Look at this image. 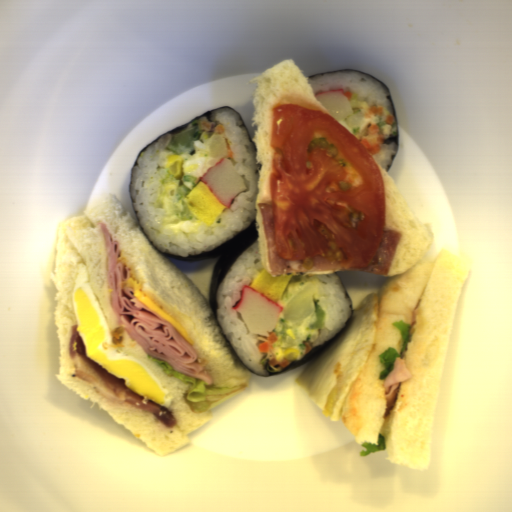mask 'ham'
Returning a JSON list of instances; mask_svg holds the SVG:
<instances>
[{
  "mask_svg": "<svg viewBox=\"0 0 512 512\" xmlns=\"http://www.w3.org/2000/svg\"><path fill=\"white\" fill-rule=\"evenodd\" d=\"M98 225L107 256L108 304L117 324L152 357L168 363L174 370L213 385L192 343L171 323L142 304L133 287H121L122 281L131 276L128 265L117 261L122 255L121 243L115 241L107 224L98 222Z\"/></svg>",
  "mask_w": 512,
  "mask_h": 512,
  "instance_id": "obj_1",
  "label": "ham"
},
{
  "mask_svg": "<svg viewBox=\"0 0 512 512\" xmlns=\"http://www.w3.org/2000/svg\"><path fill=\"white\" fill-rule=\"evenodd\" d=\"M78 324L70 326L68 357L73 365L75 378L87 382L96 393L109 401L150 412L167 428L178 423L172 411L154 401L143 402L142 396L126 386L125 379H118L85 355V344L77 330Z\"/></svg>",
  "mask_w": 512,
  "mask_h": 512,
  "instance_id": "obj_2",
  "label": "ham"
},
{
  "mask_svg": "<svg viewBox=\"0 0 512 512\" xmlns=\"http://www.w3.org/2000/svg\"><path fill=\"white\" fill-rule=\"evenodd\" d=\"M403 233L384 226L380 247L369 266L348 270L386 275L391 267L395 252L400 244Z\"/></svg>",
  "mask_w": 512,
  "mask_h": 512,
  "instance_id": "obj_3",
  "label": "ham"
},
{
  "mask_svg": "<svg viewBox=\"0 0 512 512\" xmlns=\"http://www.w3.org/2000/svg\"><path fill=\"white\" fill-rule=\"evenodd\" d=\"M258 209L262 215L263 231L267 241L268 263L271 273L291 274L295 272L287 261L282 259L275 248L274 232H273V212L272 205L266 203H258Z\"/></svg>",
  "mask_w": 512,
  "mask_h": 512,
  "instance_id": "obj_4",
  "label": "ham"
},
{
  "mask_svg": "<svg viewBox=\"0 0 512 512\" xmlns=\"http://www.w3.org/2000/svg\"><path fill=\"white\" fill-rule=\"evenodd\" d=\"M394 365L393 371L384 378V418L393 411L396 405L401 383L413 378V374L406 365L404 358L396 357Z\"/></svg>",
  "mask_w": 512,
  "mask_h": 512,
  "instance_id": "obj_5",
  "label": "ham"
},
{
  "mask_svg": "<svg viewBox=\"0 0 512 512\" xmlns=\"http://www.w3.org/2000/svg\"><path fill=\"white\" fill-rule=\"evenodd\" d=\"M312 261L314 270L335 271L341 269L340 262L334 256L314 255Z\"/></svg>",
  "mask_w": 512,
  "mask_h": 512,
  "instance_id": "obj_6",
  "label": "ham"
}]
</instances>
